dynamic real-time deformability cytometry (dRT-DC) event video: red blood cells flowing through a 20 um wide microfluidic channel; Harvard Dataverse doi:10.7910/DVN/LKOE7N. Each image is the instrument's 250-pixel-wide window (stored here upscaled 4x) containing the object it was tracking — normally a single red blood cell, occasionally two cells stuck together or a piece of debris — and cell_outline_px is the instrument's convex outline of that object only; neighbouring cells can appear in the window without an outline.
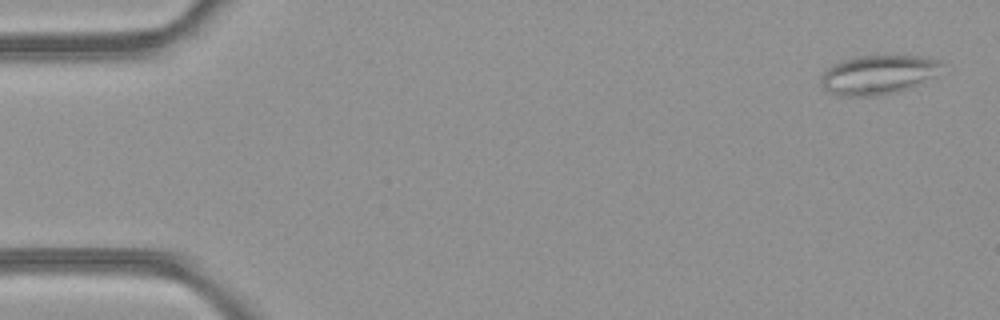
{"species": "common noctule bat (a hibernating species)", "species_latin": "Nyctalus noctula", "temperature_condition": "room temperature", "stored_images_in_passage": 50, "camera_frame_rate_fps": 3000, "um_per_image_px": 0.085, "animal": {"sex": "female", "body_mass_g": 21.9}, "frame": {"image": 1, "passage_image": 2, "time_ms": 0.333, "image_size_px": [1000, 320], "cell_outline_px": [[944, 64], [936, 76], [896, 92], [876, 96], [836, 96], [828, 92], [820, 84], [820, 76], [832, 64], [844, 60], [860, 56], [920, 56], [940, 60]], "centroid_in_image_um": [74.61, 6.36], "position_along_channel_um": 10.4, "area_um2": 27.57}}
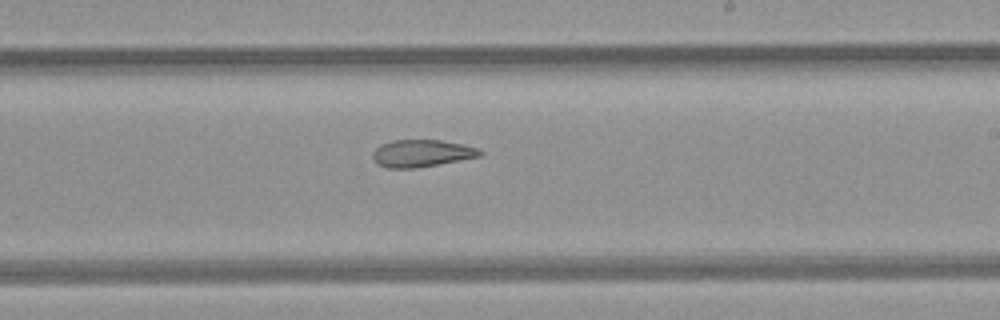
{"frame": {"image": 2, "passage_image": 29, "time_ms": 9.333, "image_size_px": [1000, 320], "cell_outline_px": [[484, 152], [480, 156], [416, 168], [388, 168], [376, 164], [372, 156], [372, 152], [380, 144], [392, 140], [440, 140], [464, 144], [476, 148]], "centroid_in_image_um": [35.8, 13.02], "position_along_channel_um": 253.2, "area_um2": 16.99}}
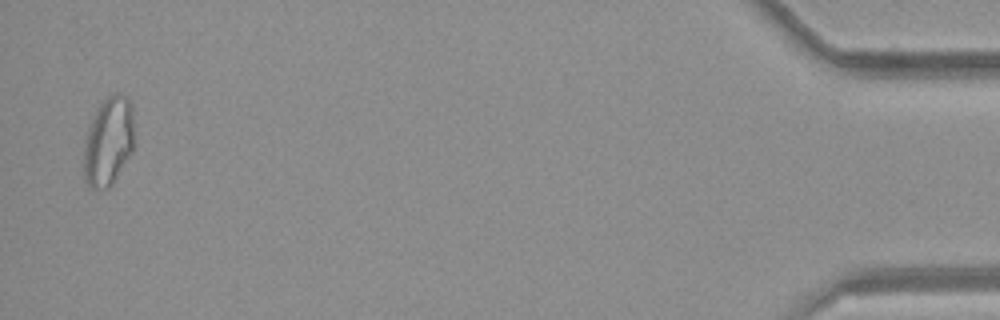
{"frame": {"image": 3, "passage_image": 48, "time_ms": 15.667, "image_size_px": [1000, 320], "cell_outline_px": [[132, 152], [112, 184], [108, 188], [92, 188], [84, 180], [84, 148], [88, 128], [100, 104], [108, 96], [116, 92], [128, 96], [132, 104]], "centroid_in_image_um": [9.22, 12.01], "position_along_channel_um": 426.0, "area_um2": 25.72}, "authors_computed_cell_mechanics": {"area_um2": 22.0796, "velocity_mm_per_s": 4.2549, "shape_relaxation_time_tau1_ms": null, "shape_relaxation_time_tau2_ms": 5.2486, "deformation_change_tau1": null, "deformation_change_tau2": 0.1415}}